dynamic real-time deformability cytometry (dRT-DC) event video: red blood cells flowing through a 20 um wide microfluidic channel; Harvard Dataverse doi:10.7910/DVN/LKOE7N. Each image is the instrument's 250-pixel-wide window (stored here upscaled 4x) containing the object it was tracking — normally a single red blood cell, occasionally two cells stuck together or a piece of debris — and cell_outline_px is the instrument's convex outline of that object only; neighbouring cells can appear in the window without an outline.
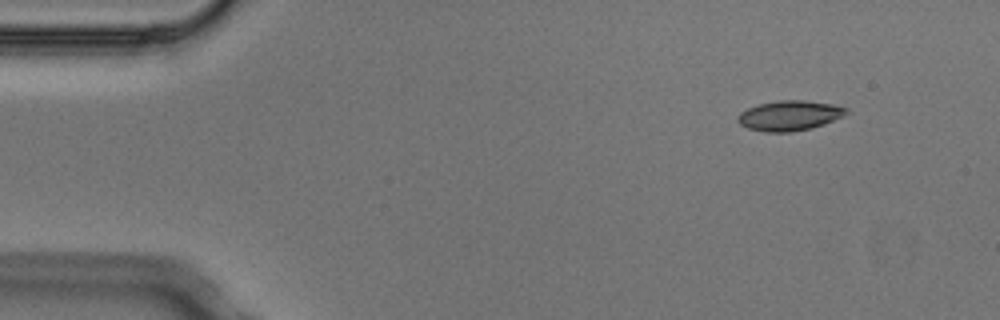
{"species": "Egyptian fruit bat (a non-hibernating species)", "species_latin": "Rousettus aegyptiacus", "temperature_condition": "cold", "stored_images_in_passage": 4, "camera_frame_rate_fps": 3000, "um_per_image_px": 0.085, "animal": {"sex": "male"}, "frame": {"image": 1, "passage_image": 2, "time_ms": 0.333, "image_size_px": [1000, 320], "cell_outline_px": [[848, 112], [844, 116], [824, 124], [812, 128], [792, 132], [764, 132], [748, 128], [740, 124], [736, 120], [736, 116], [740, 112], [748, 108], [760, 104], [776, 100], [804, 100], [832, 104], [848, 108]], "centroid_in_image_um": [67.1, 9.83], "position_along_channel_um": 17.9, "area_um2": 19.13}}
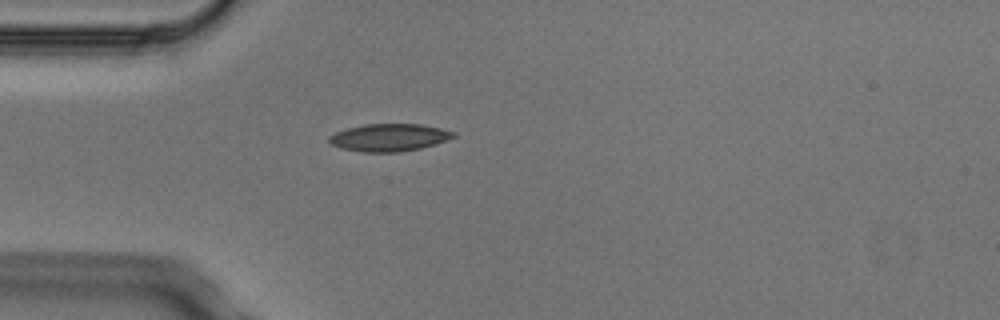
{"frame": {"image": 2, "passage_image": 4, "time_ms": 1.0, "image_size_px": [1000, 320], "cell_outline_px": [[456, 136], [436, 144], [420, 148], [400, 152], [364, 152], [344, 148], [332, 144], [328, 140], [328, 136], [336, 132], [348, 128], [364, 124], [420, 124], [440, 128], [456, 132]], "centroid_in_image_um": [33.1, 11.68], "position_along_channel_um": 51.9, "area_um2": 19.77}}